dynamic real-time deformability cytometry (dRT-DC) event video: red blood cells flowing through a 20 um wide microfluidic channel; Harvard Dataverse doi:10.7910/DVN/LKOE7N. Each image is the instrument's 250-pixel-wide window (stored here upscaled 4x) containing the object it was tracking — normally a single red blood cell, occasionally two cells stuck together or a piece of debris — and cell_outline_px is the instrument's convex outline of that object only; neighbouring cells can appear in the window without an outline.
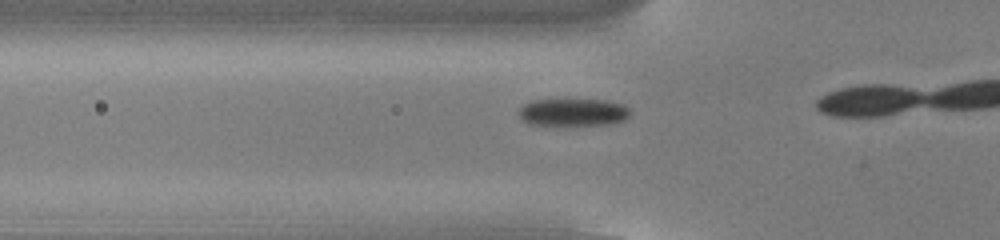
{"species": "common noctule bat (a hibernating species)", "species_latin": "Nyctalus noctula", "temperature_condition": "cold", "stored_images_in_passage": 15, "camera_frame_rate_fps": 3000, "um_per_image_px": 0.085, "animal": {"sex": "male", "body_mass_g": 13.0, "forearm_length_mm": 53.1}, "frame": {"image": 1, "passage_image": 13, "time_ms": 4.0, "image_size_px": [1000, 240], "cell_outline_px": [[628, 116], [624, 120], [608, 124], [528, 124], [520, 116], [520, 108], [524, 104], [532, 100], [604, 100], [624, 104], [628, 108]], "centroid_in_image_um": [48.72, 9.53], "position_along_channel_um": 77.1, "area_um2": 17.34}}